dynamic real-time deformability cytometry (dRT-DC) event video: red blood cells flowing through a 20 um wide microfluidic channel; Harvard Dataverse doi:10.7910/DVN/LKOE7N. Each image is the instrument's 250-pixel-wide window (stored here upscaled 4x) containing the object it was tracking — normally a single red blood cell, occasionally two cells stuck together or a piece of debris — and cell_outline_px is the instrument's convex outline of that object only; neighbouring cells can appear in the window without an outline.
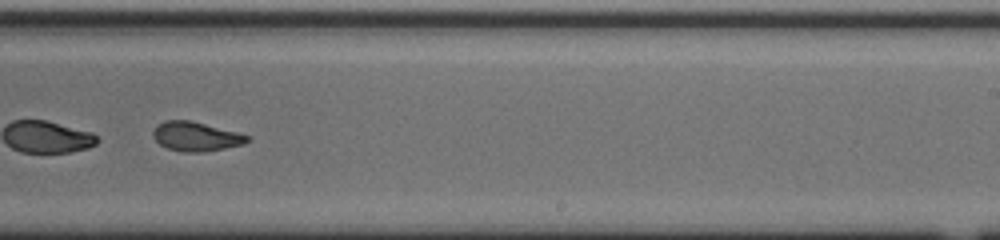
{"species": "common noctule bat (a hibernating species)", "species_latin": "Nyctalus noctula", "temperature_condition": "cold", "stored_images_in_passage": 53, "segment_of_instrument_passage": [2, 2], "camera_frame_rate_fps": 3000, "um_per_image_px": 0.085, "animal": {"sex": "male", "body_mass_g": 20.0, "forearm_length_mm": 53.3}, "frame": {"image": 1, "passage_image": 32, "time_ms": 10.333, "image_size_px": [1000, 240], "cell_outline_px": [[248, 140], [244, 144], [204, 152], [184, 152], [168, 148], [160, 144], [152, 136], [152, 132], [156, 124], [164, 120], [192, 120], [236, 132], [248, 136]], "centroid_in_image_um": [16.6, 11.59], "position_along_channel_um": 272.4, "area_um2": 16.01}}